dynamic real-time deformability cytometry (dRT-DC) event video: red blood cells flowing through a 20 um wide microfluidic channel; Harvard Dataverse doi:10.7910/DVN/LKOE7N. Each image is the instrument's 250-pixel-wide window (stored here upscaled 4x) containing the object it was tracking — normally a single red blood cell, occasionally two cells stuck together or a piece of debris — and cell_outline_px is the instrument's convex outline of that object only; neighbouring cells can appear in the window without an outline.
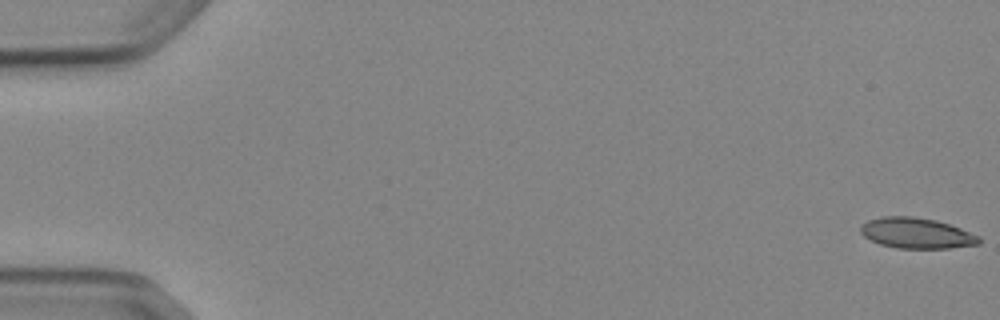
{"species": "Egyptian fruit bat (a non-hibernating species)", "species_latin": "Rousettus aegyptiacus", "temperature_condition": "cold", "stored_images_in_passage": 6, "camera_frame_rate_fps": 3000, "um_per_image_px": 0.085, "animal": {"sex": "female"}, "frame": {"image": 1, "passage_image": 1, "time_ms": 0.0, "image_size_px": [1000, 320], "cell_outline_px": [[980, 244], [948, 248], [896, 248], [880, 244], [864, 236], [860, 232], [860, 224], [868, 220], [880, 216], [912, 216], [936, 220], [960, 228], [980, 236]], "centroid_in_image_um": [77.88, 19.81], "position_along_channel_um": 7.1, "area_um2": 21.15}}